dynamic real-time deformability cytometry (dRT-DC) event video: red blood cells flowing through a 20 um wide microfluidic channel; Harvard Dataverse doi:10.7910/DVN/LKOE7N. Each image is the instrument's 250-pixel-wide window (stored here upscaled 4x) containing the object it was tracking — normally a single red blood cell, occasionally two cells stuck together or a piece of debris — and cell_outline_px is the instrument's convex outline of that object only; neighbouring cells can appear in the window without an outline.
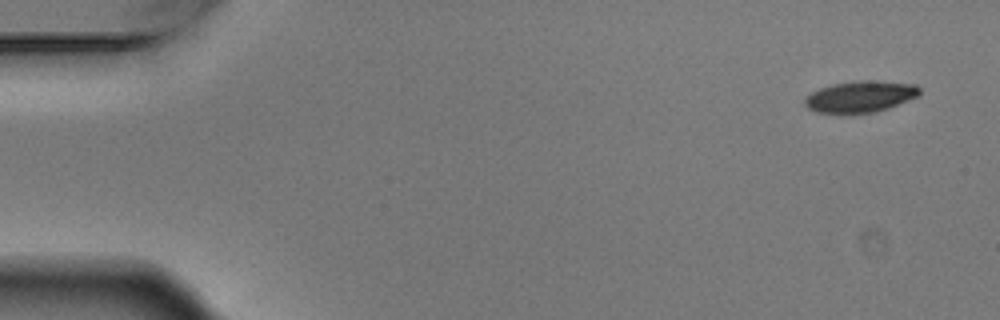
{"species": "Egyptian fruit bat (a non-hibernating species)", "species_latin": "Rousettus aegyptiacus", "temperature_condition": "warm", "stored_images_in_passage": 5, "segment_of_instrument_passage": [1, 2], "camera_frame_rate_fps": 3000, "um_per_image_px": 0.085, "animal": {"sex": "male"}, "frame": {"image": 1, "passage_image": 1, "time_ms": 0.0, "image_size_px": [1000, 320], "cell_outline_px": [[920, 92], [916, 96], [908, 100], [888, 108], [876, 112], [848, 116], [816, 112], [808, 108], [804, 104], [804, 100], [812, 92], [820, 88], [832, 84], [852, 80], [868, 80], [916, 84], [920, 88]], "centroid_in_image_um": [73.08, 8.24], "position_along_channel_um": 11.9, "area_um2": 21.56}}
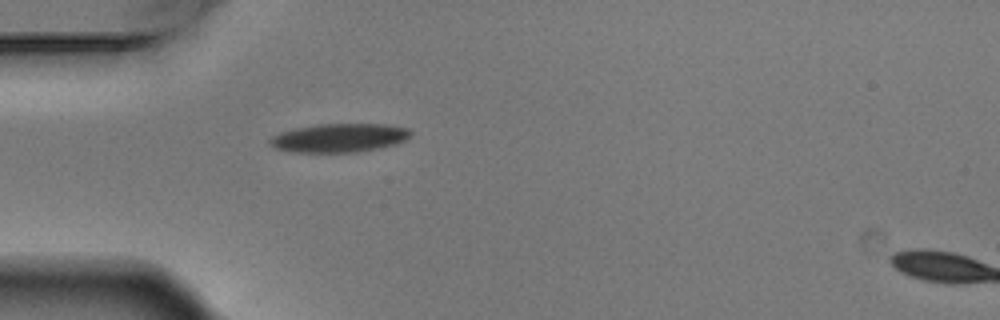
{"frame": {"image": 2, "passage_image": 4, "time_ms": 1.0, "image_size_px": [1000, 320], "cell_outline_px": [[412, 136], [396, 144], [356, 152], [296, 152], [276, 148], [268, 144], [268, 140], [272, 136], [280, 132], [296, 128], [316, 124], [384, 124], [408, 128], [412, 132]], "centroid_in_image_um": [28.83, 11.71], "position_along_channel_um": 56.2, "area_um2": 23.47}}